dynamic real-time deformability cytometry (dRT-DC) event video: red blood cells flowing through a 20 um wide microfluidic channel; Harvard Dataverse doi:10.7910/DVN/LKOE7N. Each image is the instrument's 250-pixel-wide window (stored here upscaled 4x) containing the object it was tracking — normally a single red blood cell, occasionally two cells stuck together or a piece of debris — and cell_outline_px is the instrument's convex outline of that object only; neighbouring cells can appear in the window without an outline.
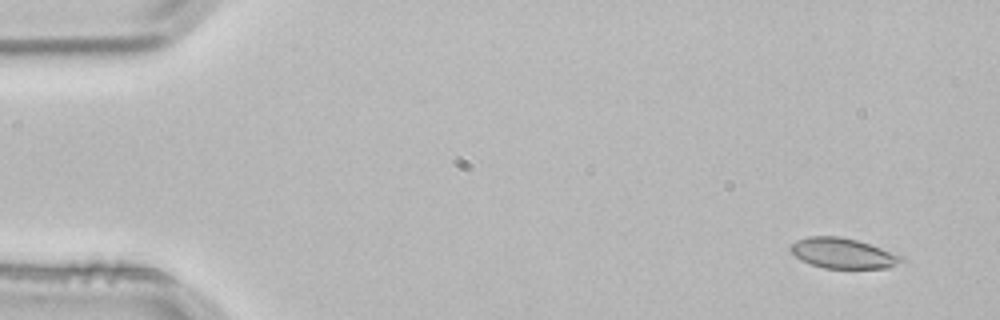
{"species": "common noctule bat (a hibernating species)", "species_latin": "Nyctalus noctula", "temperature_condition": "room temperature", "stored_images_in_passage": 3, "camera_frame_rate_fps": 3000, "um_per_image_px": 0.085, "animal": {"sex": "male", "body_mass_g": 21.5, "forearm_length_mm": 52.0}, "frame": {"image": 1, "passage_image": 1, "time_ms": 0.0, "image_size_px": [1000, 320], "cell_outline_px": [[908, 260], [888, 268], [824, 268], [800, 260], [788, 248], [796, 240], [808, 236], [840, 236], [856, 240], [904, 256]], "centroid_in_image_um": [71.67, 21.53], "position_along_channel_um": 13.3, "area_um2": 19.59}}
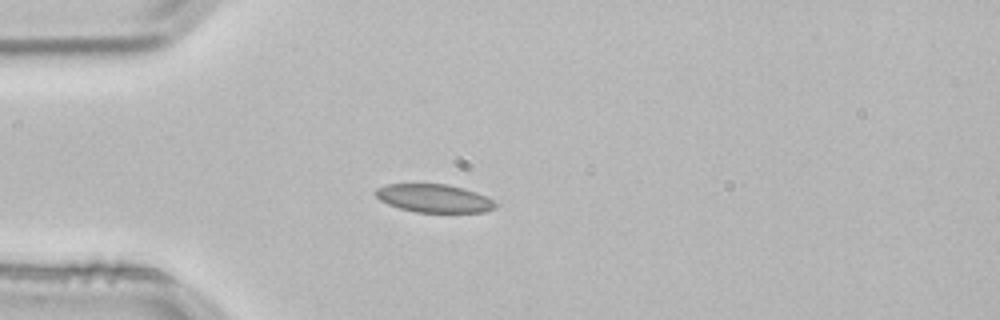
{"frame": {"image": 2, "passage_image": 3, "time_ms": 0.667, "image_size_px": [1000, 320], "cell_outline_px": [[500, 204], [496, 208], [484, 212], [416, 212], [400, 208], [388, 204], [380, 200], [376, 196], [376, 188], [388, 184], [448, 184], [464, 188], [476, 192]], "centroid_in_image_um": [36.92, 16.86], "position_along_channel_um": 48.1, "area_um2": 19.65}}